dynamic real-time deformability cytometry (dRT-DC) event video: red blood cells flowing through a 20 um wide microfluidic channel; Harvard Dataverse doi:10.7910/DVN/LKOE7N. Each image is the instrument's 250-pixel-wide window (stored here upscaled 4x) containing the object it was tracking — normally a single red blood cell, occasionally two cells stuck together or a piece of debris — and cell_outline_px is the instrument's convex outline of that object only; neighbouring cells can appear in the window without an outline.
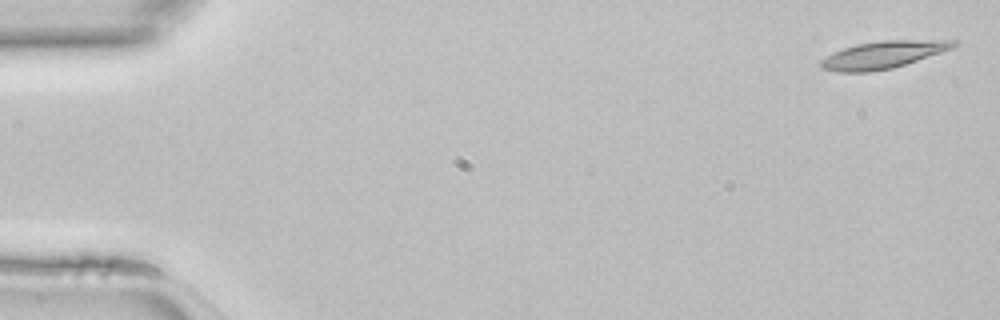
{"species": "common noctule bat (a hibernating species)", "species_latin": "Nyctalus noctula", "temperature_condition": "room temperature", "stored_images_in_passage": 45, "camera_frame_rate_fps": 3000, "um_per_image_px": 0.085, "animal": {"sex": "female", "body_mass_g": 22.7, "forearm_length_mm": 54.2}, "frame": {"image": 1, "passage_image": 1, "time_ms": 0.0, "image_size_px": [1000, 320], "cell_outline_px": [[960, 44], [952, 48], [892, 68], [872, 72], [836, 72], [820, 68], [820, 60], [844, 48], [856, 44], [880, 40], [960, 40]], "centroid_in_image_um": [75.06, 4.65], "position_along_channel_um": 9.9, "area_um2": 20.98}}
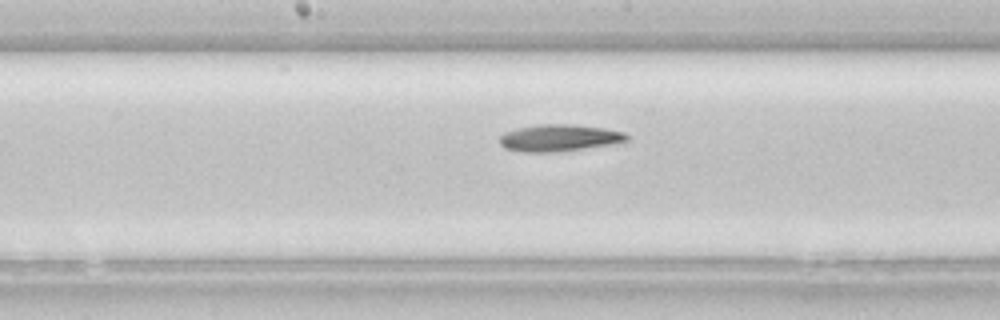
{"frame": {"image": 2, "passage_image": 23, "time_ms": 7.333, "image_size_px": [1000, 320], "cell_outline_px": [[628, 140], [612, 144], [556, 152], [524, 152], [504, 148], [500, 144], [500, 136], [504, 132], [520, 128], [540, 124], [572, 124], [604, 128], [624, 132], [628, 136]], "centroid_in_image_um": [47.52, 11.72], "position_along_channel_um": 200.7, "area_um2": 19.77}}
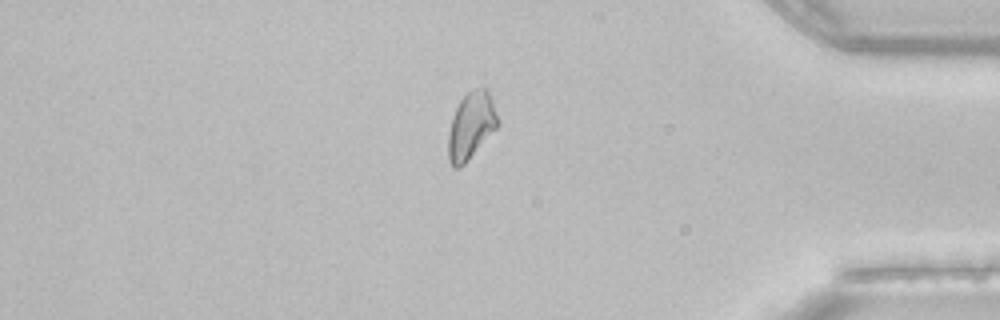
{"frame": {"image": 3, "passage_image": 38, "time_ms": 12.333, "image_size_px": [1000, 320], "cell_outline_px": [[500, 124], [464, 164], [460, 168], [452, 168], [448, 160], [448, 136], [452, 116], [460, 100], [468, 92], [484, 84], [488, 88]], "centroid_in_image_um": [40.04, 10.66], "position_along_channel_um": 395.2, "area_um2": 19.42}}